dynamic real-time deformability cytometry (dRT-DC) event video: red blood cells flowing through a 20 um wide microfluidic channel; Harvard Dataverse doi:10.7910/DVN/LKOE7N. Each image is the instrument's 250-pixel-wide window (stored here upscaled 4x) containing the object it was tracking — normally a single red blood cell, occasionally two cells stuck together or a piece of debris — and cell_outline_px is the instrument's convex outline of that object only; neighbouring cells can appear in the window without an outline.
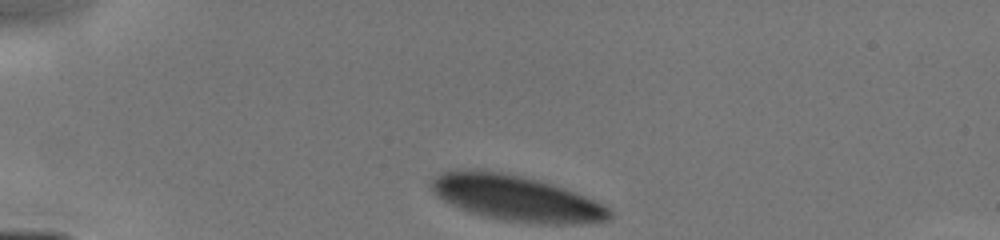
{"species": "human", "species_latin": "Homo sapiens", "temperature_condition": "cold", "stored_images_in_passage": 12, "camera_frame_rate_fps": 3000, "um_per_image_px": 0.085, "donor": {"sex": "male"}, "frame": {"image": 1, "passage_image": 1, "time_ms": 0.0, "image_size_px": [1000, 240], "cell_outline_px": [[612, 216], [608, 220], [580, 224], [540, 224], [500, 220], [480, 216], [468, 212], [436, 196], [432, 192], [432, 180], [440, 172], [476, 168], [480, 168], [504, 172], [540, 180], [564, 188], [604, 204], [612, 212]], "centroid_in_image_um": [43.87, 16.84], "position_along_channel_um": 41.1, "area_um2": 47.86}}